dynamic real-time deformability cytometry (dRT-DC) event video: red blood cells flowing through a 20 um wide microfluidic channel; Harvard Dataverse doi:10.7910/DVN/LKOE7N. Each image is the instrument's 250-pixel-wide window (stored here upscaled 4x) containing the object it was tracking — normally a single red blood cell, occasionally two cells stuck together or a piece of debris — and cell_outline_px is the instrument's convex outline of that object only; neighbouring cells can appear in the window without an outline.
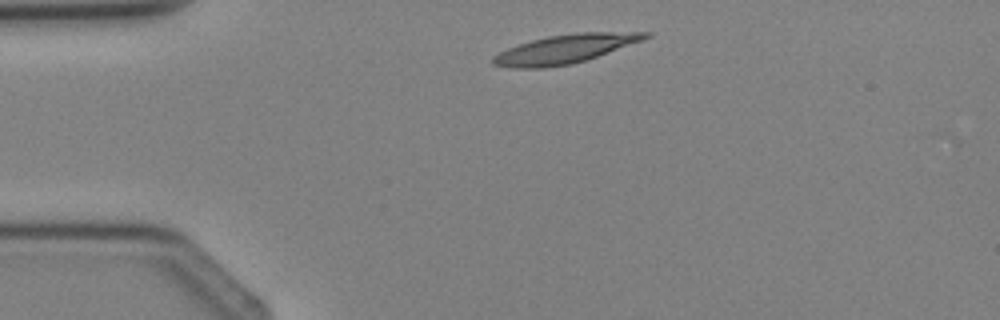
{"species": "Egyptian fruit bat (a non-hibernating species)", "species_latin": "Rousettus aegyptiacus", "temperature_condition": "cold", "stored_images_in_passage": 4, "segment_of_instrument_passage": [2, 2], "camera_frame_rate_fps": 3000, "um_per_image_px": 0.085, "animal": {"sex": "female"}, "frame": {"image": 1, "passage_image": 4, "time_ms": 4.333, "image_size_px": [1000, 320], "cell_outline_px": [[652, 36], [644, 40], [588, 60], [572, 64], [544, 68], [512, 68], [492, 64], [492, 56], [508, 48], [532, 40], [548, 36], [576, 32], [652, 32]], "centroid_in_image_um": [48.08, 4.16], "position_along_channel_um": 36.9, "area_um2": 25.72}}